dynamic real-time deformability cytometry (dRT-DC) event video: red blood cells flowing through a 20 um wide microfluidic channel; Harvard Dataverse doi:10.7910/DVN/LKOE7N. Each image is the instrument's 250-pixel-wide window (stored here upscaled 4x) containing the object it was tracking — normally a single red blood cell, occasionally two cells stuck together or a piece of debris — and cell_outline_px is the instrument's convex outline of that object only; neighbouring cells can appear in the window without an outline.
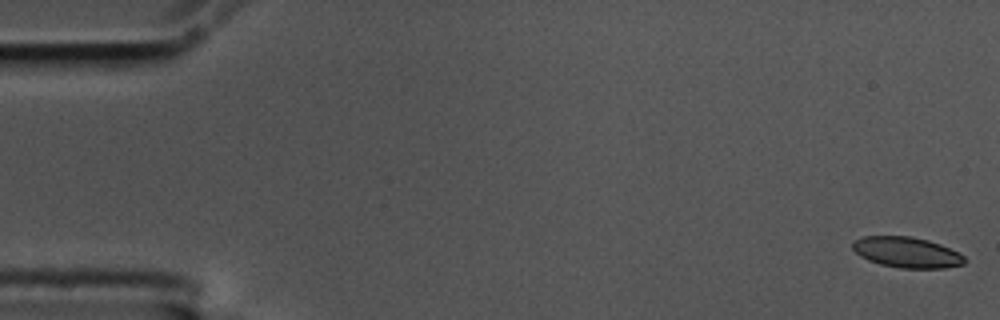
{"species": "common noctule bat (a hibernating species)", "species_latin": "Nyctalus noctula", "temperature_condition": "cold", "stored_images_in_passage": 57, "camera_frame_rate_fps": 3000, "um_per_image_px": 0.085, "animal": {"sex": "male", "body_mass_g": 17.5, "forearm_length_mm": 52.3}, "frame": {"image": 1, "passage_image": 1, "time_ms": 0.0, "image_size_px": [1000, 320], "cell_outline_px": [[964, 264], [944, 268], [900, 268], [880, 264], [868, 260], [860, 256], [852, 248], [852, 244], [856, 240], [864, 236], [908, 236], [928, 240], [940, 244], [964, 256]], "centroid_in_image_um": [77.05, 21.45], "position_along_channel_um": 7.9, "area_um2": 19.77}}
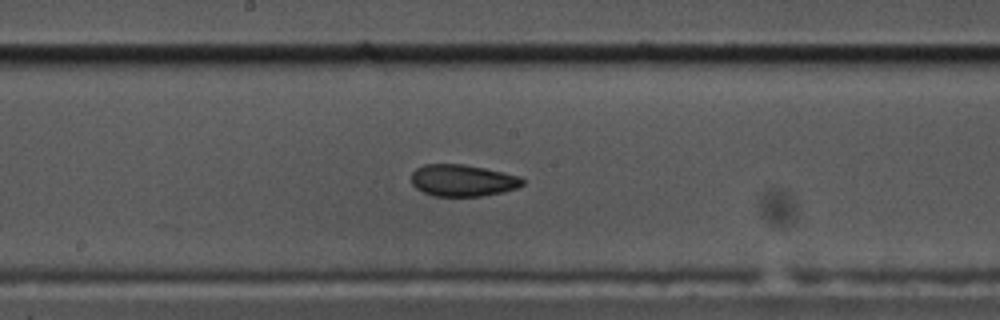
{"frame": {"image": 2, "passage_image": 30, "time_ms": 9.667, "image_size_px": [1000, 320], "cell_outline_px": [[524, 184], [516, 188], [504, 192], [480, 196], [432, 196], [416, 188], [412, 184], [412, 172], [416, 168], [424, 164], [464, 164], [484, 168], [520, 176], [524, 180]], "centroid_in_image_um": [39.32, 15.34], "position_along_channel_um": 208.9, "area_um2": 20.63}}
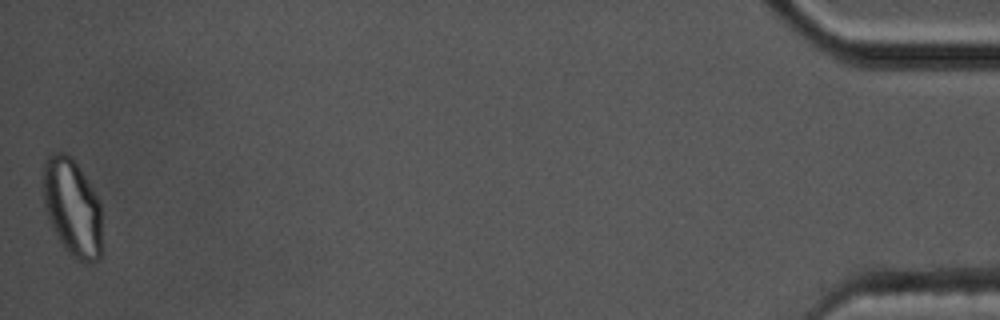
{"frame": {"image": 3, "passage_image": 57, "time_ms": 18.667, "image_size_px": [1000, 320], "cell_outline_px": [[100, 260], [92, 264], [88, 264], [72, 256], [64, 248], [52, 228], [44, 208], [44, 164], [48, 156], [52, 152], [68, 152], [100, 200]], "centroid_in_image_um": [6.14, 17.65], "position_along_channel_um": 429.1, "area_um2": 33.29}}